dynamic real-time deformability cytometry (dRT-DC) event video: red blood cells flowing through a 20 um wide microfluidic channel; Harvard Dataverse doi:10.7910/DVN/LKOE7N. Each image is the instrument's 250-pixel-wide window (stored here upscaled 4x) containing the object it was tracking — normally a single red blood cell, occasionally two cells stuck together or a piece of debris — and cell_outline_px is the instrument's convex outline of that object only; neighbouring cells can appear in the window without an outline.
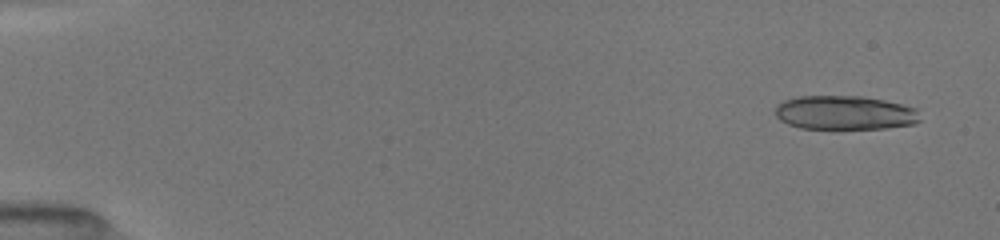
{"species": "common noctule bat (a hibernating species)", "species_latin": "Nyctalus noctula", "temperature_condition": "room temperature", "stored_images_in_passage": 52, "segment_of_instrument_passage": [1, 2], "camera_frame_rate_fps": 3000, "um_per_image_px": 0.085, "animal": {"sex": "female", "body_mass_g": 19.5, "forearm_length_mm": 54.1}, "frame": {"image": 1, "passage_image": 3, "time_ms": 0.667, "image_size_px": [1000, 240], "cell_outline_px": [[920, 120], [916, 124], [888, 128], [840, 132], [832, 132], [800, 128], [788, 124], [780, 120], [776, 116], [776, 104], [784, 100], [796, 96], [864, 96], [884, 100], [916, 108]], "centroid_in_image_um": [71.78, 9.64], "position_along_channel_um": 13.2, "area_um2": 30.11}}